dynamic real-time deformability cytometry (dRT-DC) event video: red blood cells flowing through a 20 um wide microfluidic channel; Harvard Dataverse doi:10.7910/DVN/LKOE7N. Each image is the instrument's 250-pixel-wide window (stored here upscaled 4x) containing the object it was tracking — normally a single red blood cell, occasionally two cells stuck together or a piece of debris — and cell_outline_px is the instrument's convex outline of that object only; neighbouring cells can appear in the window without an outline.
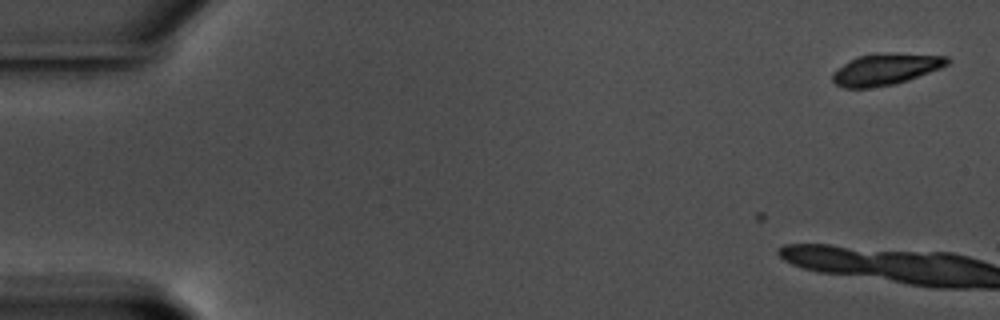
{"species": "common noctule bat (a hibernating species)", "species_latin": "Nyctalus noctula", "temperature_condition": "warm", "stored_images_in_passage": 4, "camera_frame_rate_fps": 3000, "um_per_image_px": 0.085, "animal": {"sex": "male", "body_mass_g": 17.5, "forearm_length_mm": 52.3}, "frame": {"image": 1, "passage_image": 1, "time_ms": 0.0, "image_size_px": [1000, 320], "cell_outline_px": [[952, 60], [948, 64], [940, 68], [908, 80], [896, 84], [868, 88], [844, 88], [836, 84], [832, 80], [832, 72], [844, 64], [860, 56], [948, 56]], "centroid_in_image_um": [75.24, 5.97], "position_along_channel_um": 9.8, "area_um2": 19.71}}